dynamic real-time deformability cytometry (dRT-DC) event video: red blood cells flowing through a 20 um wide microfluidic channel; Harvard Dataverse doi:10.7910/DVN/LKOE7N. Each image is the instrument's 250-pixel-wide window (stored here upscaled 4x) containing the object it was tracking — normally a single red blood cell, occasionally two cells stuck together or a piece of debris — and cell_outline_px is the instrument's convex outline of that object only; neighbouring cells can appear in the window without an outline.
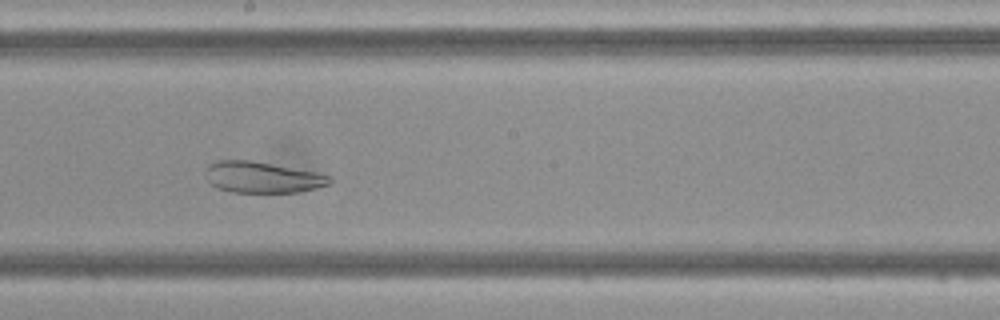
{"species": "Egyptian fruit bat (a non-hibernating species)", "species_latin": "Rousettus aegyptiacus", "temperature_condition": "cold", "stored_images_in_passage": 46, "camera_frame_rate_fps": 3000, "um_per_image_px": 0.085, "frame": {"image": 1, "passage_image": 24, "time_ms": 7.667, "image_size_px": [1000, 320], "cell_outline_px": [[332, 184], [296, 192], [232, 192], [216, 188], [204, 176], [204, 172], [208, 164], [216, 160], [252, 160], [316, 172], [332, 176]], "centroid_in_image_um": [22.27, 15.06], "position_along_channel_um": 225.9, "area_um2": 22.72}}
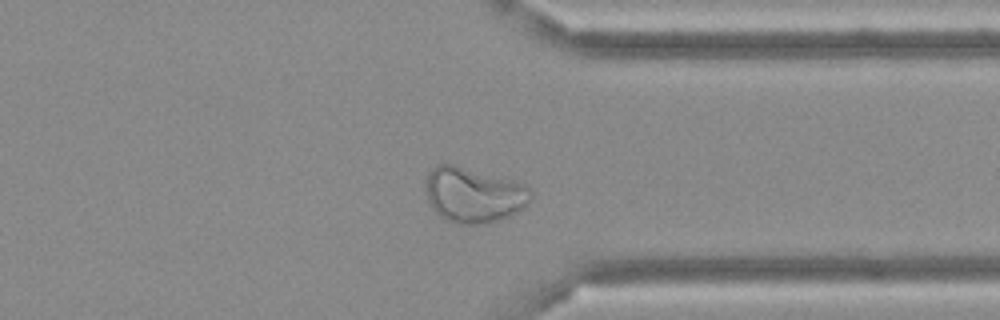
{"frame": {"image": 2, "passage_image": 35, "time_ms": 11.333, "image_size_px": [1000, 320], "cell_outline_px": [[532, 196], [524, 208], [508, 216], [496, 220], [480, 224], [456, 224], [440, 216], [436, 212], [428, 200], [428, 172], [436, 164], [452, 164], [512, 180], [524, 184], [532, 192]], "centroid_in_image_um": [40.28, 16.57], "position_along_channel_um": 371.1, "area_um2": 33.23}}
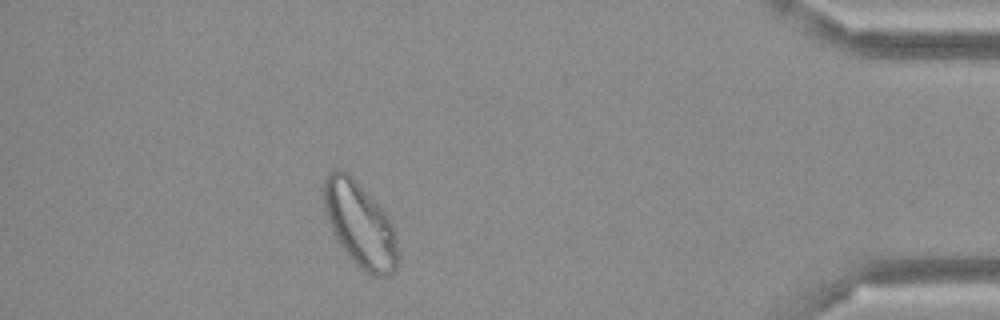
{"frame": {"image": 3, "passage_image": 41, "time_ms": 13.333, "image_size_px": [1000, 320], "cell_outline_px": [[396, 272], [388, 276], [372, 276], [360, 268], [348, 256], [336, 236], [328, 220], [324, 204], [324, 180], [328, 172], [336, 168], [340, 168], [348, 172], [356, 180], [388, 216], [396, 232]], "centroid_in_image_um": [30.6, 19.07], "position_along_channel_um": 404.6, "area_um2": 36.18}}